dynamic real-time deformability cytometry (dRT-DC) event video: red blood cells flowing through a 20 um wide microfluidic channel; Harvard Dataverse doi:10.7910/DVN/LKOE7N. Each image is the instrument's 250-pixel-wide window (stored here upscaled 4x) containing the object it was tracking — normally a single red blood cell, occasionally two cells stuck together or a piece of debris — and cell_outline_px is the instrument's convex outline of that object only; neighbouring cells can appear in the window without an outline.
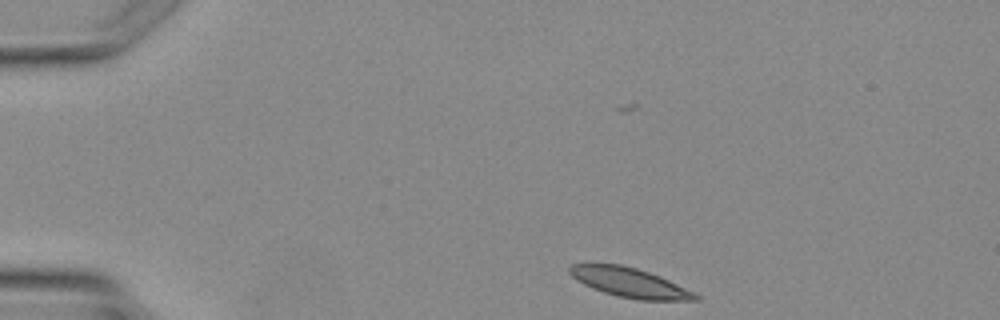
{"species": "Egyptian fruit bat (a non-hibernating species)", "species_latin": "Rousettus aegyptiacus", "temperature_condition": "warm", "stored_images_in_passage": 3, "camera_frame_rate_fps": 3000, "um_per_image_px": 0.085, "animal": {"sex": "female"}, "frame": {"image": 1, "passage_image": 1, "time_ms": 0.0, "image_size_px": [1000, 320], "cell_outline_px": [[700, 300], [640, 300], [620, 296], [604, 292], [592, 288], [576, 280], [568, 272], [568, 268], [572, 264], [620, 264], [636, 268], [660, 276], [700, 296]], "centroid_in_image_um": [53.49, 24.01], "position_along_channel_um": 31.5, "area_um2": 21.21}}
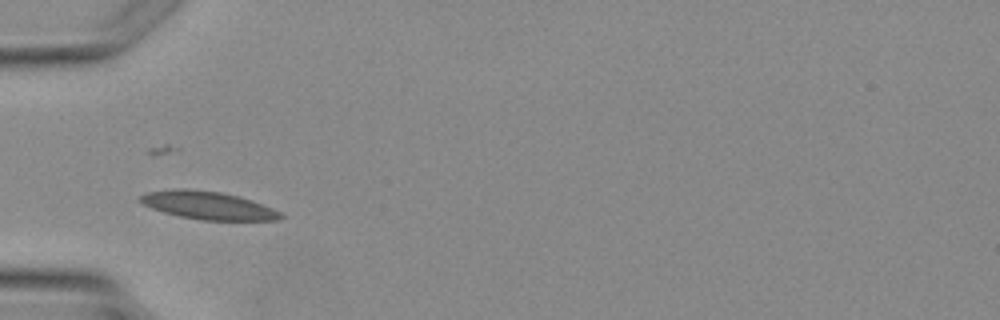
{"frame": {"image": 2, "passage_image": 2, "time_ms": 2.0, "image_size_px": [1000, 320], "cell_outline_px": [[284, 216], [280, 220], [200, 220], [180, 216], [164, 212], [152, 208], [144, 204], [140, 200], [140, 196], [148, 192], [172, 188], [188, 188], [220, 192], [240, 196], [252, 200], [272, 208], [280, 212]], "centroid_in_image_um": [17.7, 17.45], "position_along_channel_um": 67.3, "area_um2": 22.83}}
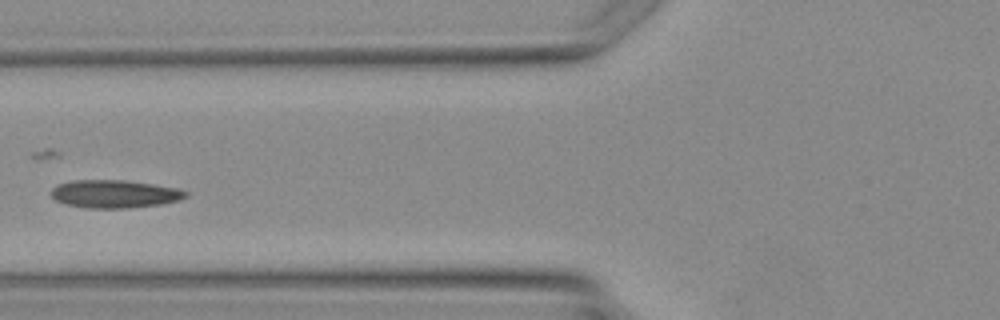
{"frame": {"image": 3, "passage_image": 3, "time_ms": 3.0, "image_size_px": [1000, 320], "cell_outline_px": [[188, 196], [180, 200], [160, 204], [128, 208], [88, 208], [68, 204], [56, 200], [52, 196], [52, 188], [56, 184], [72, 180], [128, 180], [176, 188], [188, 192]], "centroid_in_image_um": [9.75, 16.47], "position_along_channel_um": 116.1, "area_um2": 21.85}}